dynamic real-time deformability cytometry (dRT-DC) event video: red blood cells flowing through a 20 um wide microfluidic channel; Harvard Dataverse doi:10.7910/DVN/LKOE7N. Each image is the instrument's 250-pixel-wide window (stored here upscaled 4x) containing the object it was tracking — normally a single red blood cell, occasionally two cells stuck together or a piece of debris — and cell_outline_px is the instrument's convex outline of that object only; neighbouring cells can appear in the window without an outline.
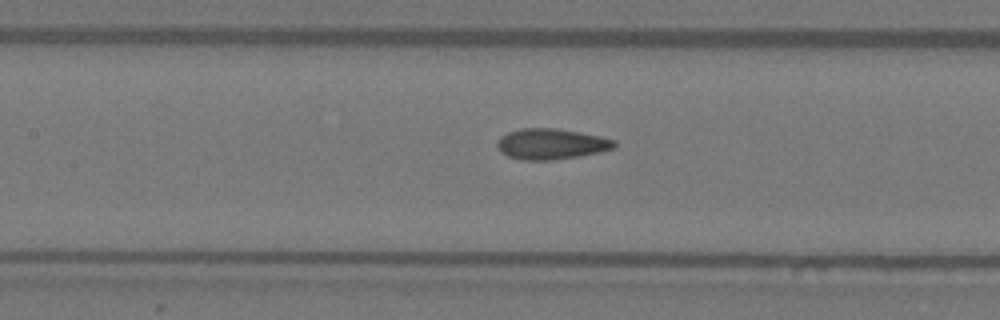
{"species": "Egyptian fruit bat (a non-hibernating species)", "species_latin": "Rousettus aegyptiacus", "temperature_condition": "warm", "stored_images_in_passage": 41, "camera_frame_rate_fps": 3000, "um_per_image_px": 0.085, "animal": {"sex": "female"}, "frame": {"image": 1, "passage_image": 24, "time_ms": 7.667, "image_size_px": [1000, 320], "cell_outline_px": [[616, 144], [612, 148], [600, 152], [552, 160], [520, 160], [508, 156], [500, 152], [496, 144], [500, 136], [508, 132], [520, 128], [556, 128], [580, 132], [600, 136], [616, 140]], "centroid_in_image_um": [46.81, 12.23], "position_along_channel_um": 160.6, "area_um2": 20.98}}
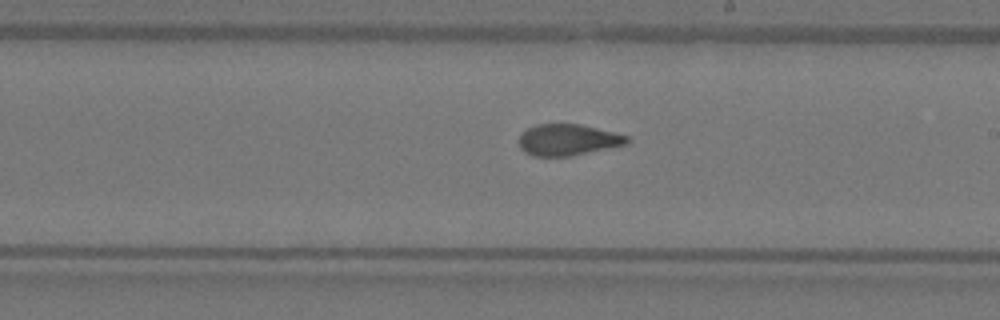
{"frame": {"image": 2, "passage_image": 30, "time_ms": 9.667, "image_size_px": [1000, 320], "cell_outline_px": [[632, 140], [628, 144], [572, 156], [532, 156], [524, 152], [520, 148], [520, 132], [536, 124], [580, 124], [616, 132], [628, 136]], "centroid_in_image_um": [48.3, 11.88], "position_along_channel_um": 240.7, "area_um2": 20.0}}